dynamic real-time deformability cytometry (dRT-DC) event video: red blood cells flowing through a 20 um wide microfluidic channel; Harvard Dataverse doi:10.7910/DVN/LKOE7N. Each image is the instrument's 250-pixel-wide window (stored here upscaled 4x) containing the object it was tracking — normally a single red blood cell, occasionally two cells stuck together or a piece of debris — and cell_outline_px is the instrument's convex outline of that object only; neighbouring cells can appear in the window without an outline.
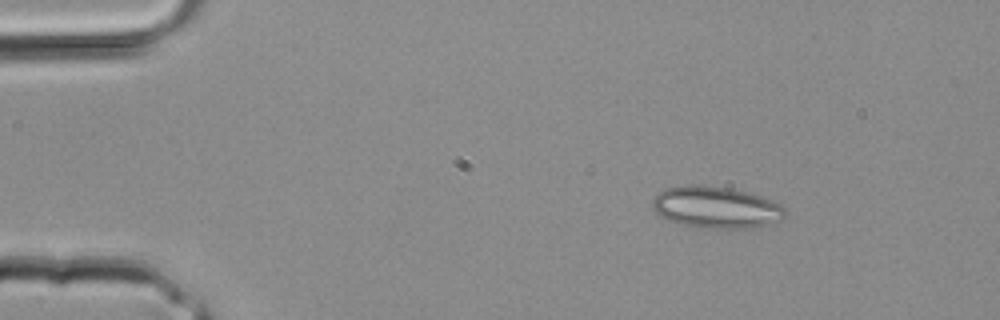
{"species": "common noctule bat (a hibernating species)", "species_latin": "Nyctalus noctula", "temperature_condition": "room temperature", "stored_images_in_passage": 3, "segment_of_instrument_passage": [1, 2], "camera_frame_rate_fps": 3000, "um_per_image_px": 0.085, "animal": {"sex": "male", "body_mass_g": 20.4}, "frame": {"image": 1, "passage_image": 1, "time_ms": 0.0, "image_size_px": [1000, 320], "cell_outline_px": [[784, 216], [780, 220], [756, 228], [704, 228], [680, 224], [668, 220], [660, 216], [652, 208], [652, 200], [664, 188], [688, 184], [700, 184], [728, 188], [748, 192], [760, 196], [780, 204], [784, 208]], "centroid_in_image_um": [60.83, 17.62], "position_along_channel_um": 24.2, "area_um2": 32.31}}